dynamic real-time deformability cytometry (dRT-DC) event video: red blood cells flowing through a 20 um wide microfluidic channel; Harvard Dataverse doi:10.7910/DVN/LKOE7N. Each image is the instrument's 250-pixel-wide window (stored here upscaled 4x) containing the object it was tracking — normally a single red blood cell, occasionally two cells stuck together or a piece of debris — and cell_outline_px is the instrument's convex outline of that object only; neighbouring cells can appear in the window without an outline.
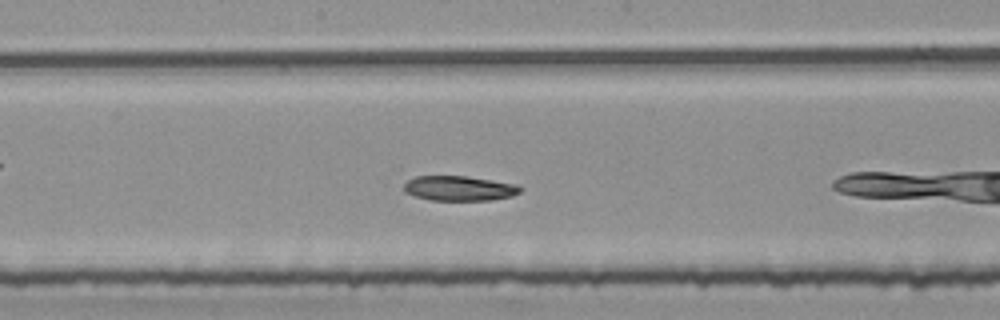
{"species": "common noctule bat (a hibernating species)", "species_latin": "Nyctalus noctula", "temperature_condition": "room temperature", "stored_images_in_passage": 28, "segment_of_instrument_passage": [2, 2], "camera_frame_rate_fps": 3000, "um_per_image_px": 0.085, "animal": {"sex": "female", "body_mass_g": 25.1}, "frame": {"image": 1, "passage_image": 12, "time_ms": 3.667, "image_size_px": [1000, 320], "cell_outline_px": [[524, 188], [520, 192], [512, 196], [492, 200], [428, 200], [404, 192], [404, 184], [408, 180], [416, 176], [468, 176], [516, 184]], "centroid_in_image_um": [39.05, 16.01], "position_along_channel_um": 209.1, "area_um2": 16.94}}
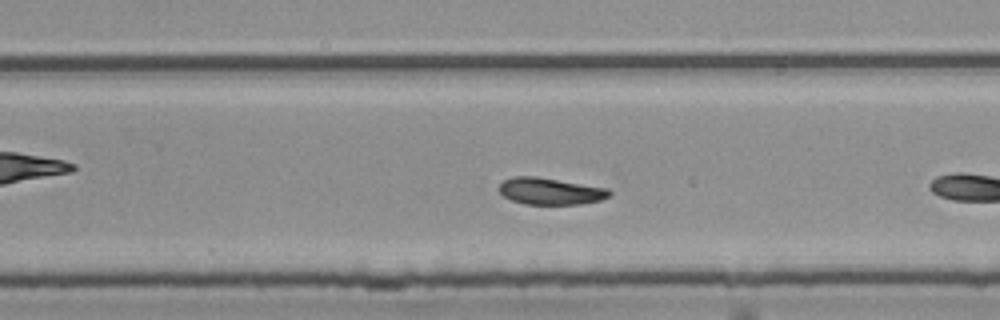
{"frame": {"image": 2, "passage_image": 18, "time_ms": 5.667, "image_size_px": [1000, 320], "cell_outline_px": [[612, 192], [608, 196], [600, 200], [580, 204], [524, 204], [512, 200], [504, 196], [500, 192], [500, 184], [504, 180], [512, 176], [536, 176], [608, 188]], "centroid_in_image_um": [46.77, 16.24], "position_along_channel_um": 283.0, "area_um2": 17.11}}
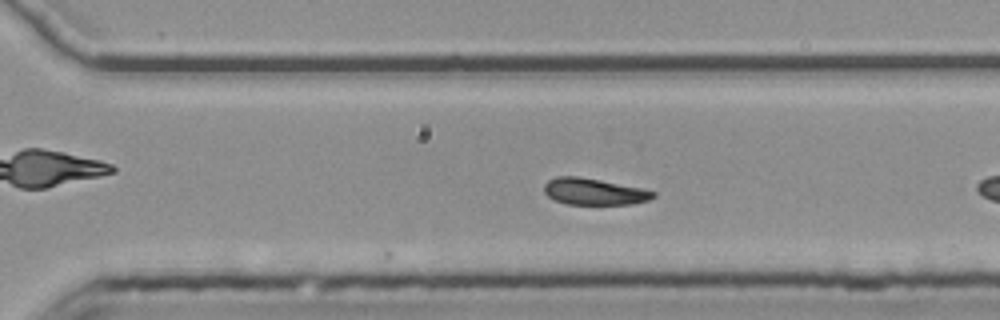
{"frame": {"image": 3, "passage_image": 21, "time_ms": 6.667, "image_size_px": [1000, 320], "cell_outline_px": [[656, 196], [648, 200], [632, 204], [568, 204], [556, 200], [548, 196], [544, 192], [544, 184], [548, 180], [556, 176], [580, 176], [640, 188], [656, 192]], "centroid_in_image_um": [50.47, 16.28], "position_along_channel_um": 320.1, "area_um2": 16.76}}